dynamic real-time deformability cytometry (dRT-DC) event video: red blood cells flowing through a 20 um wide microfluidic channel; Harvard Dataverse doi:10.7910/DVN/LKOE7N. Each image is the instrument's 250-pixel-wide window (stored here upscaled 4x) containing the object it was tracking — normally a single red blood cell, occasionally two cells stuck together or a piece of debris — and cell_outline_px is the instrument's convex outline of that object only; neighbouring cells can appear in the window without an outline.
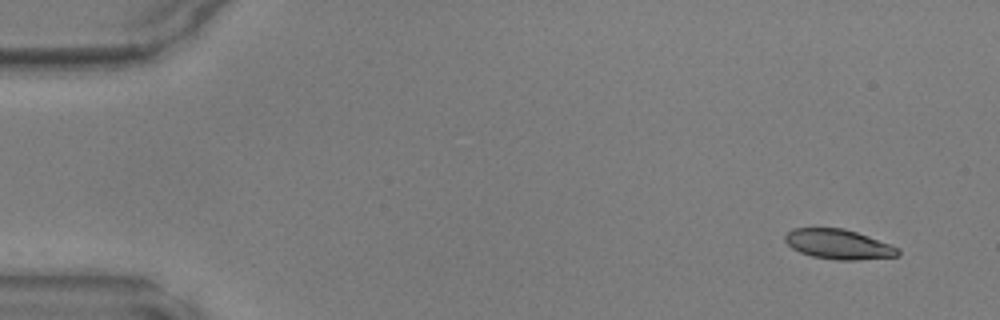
{"species": "common noctule bat (a hibernating species)", "species_latin": "Nyctalus noctula", "temperature_condition": "warm", "stored_images_in_passage": 45, "camera_frame_rate_fps": 3000, "um_per_image_px": 0.085, "animal": {"sex": "male", "body_mass_g": 17.9, "forearm_length_mm": 54.2}, "frame": {"image": 1, "passage_image": 1, "time_ms": 0.0, "image_size_px": [1000, 320], "cell_outline_px": [[900, 256], [856, 260], [836, 260], [812, 256], [800, 252], [792, 248], [784, 240], [784, 236], [792, 228], [844, 228], [892, 244], [900, 248]], "centroid_in_image_um": [71.3, 20.76], "position_along_channel_um": 13.7, "area_um2": 19.77}}
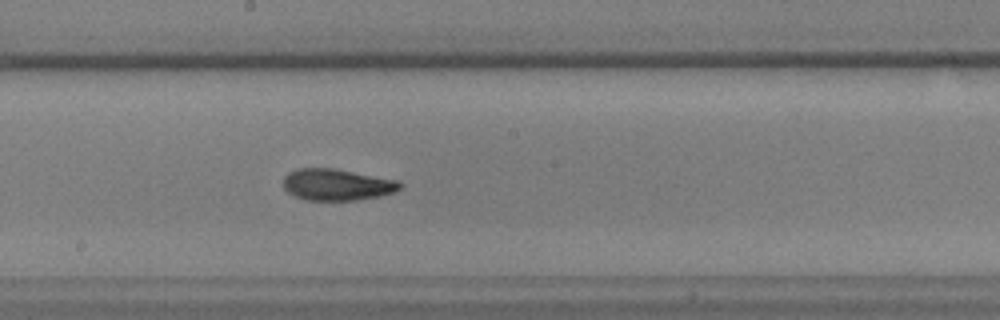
{"frame": {"image": 2, "passage_image": 24, "time_ms": 7.667, "image_size_px": [1000, 320], "cell_outline_px": [[404, 184], [396, 192], [380, 196], [356, 200], [308, 200], [296, 196], [288, 192], [284, 188], [284, 176], [288, 172], [296, 168], [332, 168], [400, 180]], "centroid_in_image_um": [28.68, 15.69], "position_along_channel_um": 219.5, "area_um2": 21.56}}
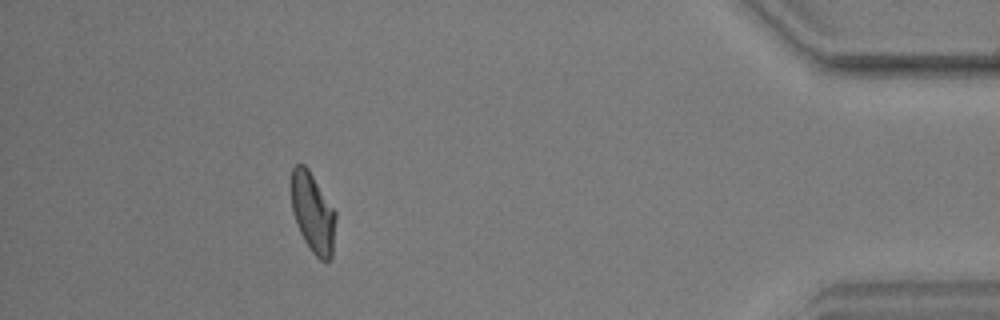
{"frame": {"image": 3, "passage_image": 41, "time_ms": 13.333, "image_size_px": [1000, 320], "cell_outline_px": [[336, 220], [332, 256], [328, 260], [320, 260], [312, 252], [304, 240], [300, 232], [292, 212], [288, 184], [292, 168], [296, 164], [304, 164], [308, 168], [336, 212]], "centroid_in_image_um": [26.54, 18.03], "position_along_channel_um": 408.7, "area_um2": 21.15}}